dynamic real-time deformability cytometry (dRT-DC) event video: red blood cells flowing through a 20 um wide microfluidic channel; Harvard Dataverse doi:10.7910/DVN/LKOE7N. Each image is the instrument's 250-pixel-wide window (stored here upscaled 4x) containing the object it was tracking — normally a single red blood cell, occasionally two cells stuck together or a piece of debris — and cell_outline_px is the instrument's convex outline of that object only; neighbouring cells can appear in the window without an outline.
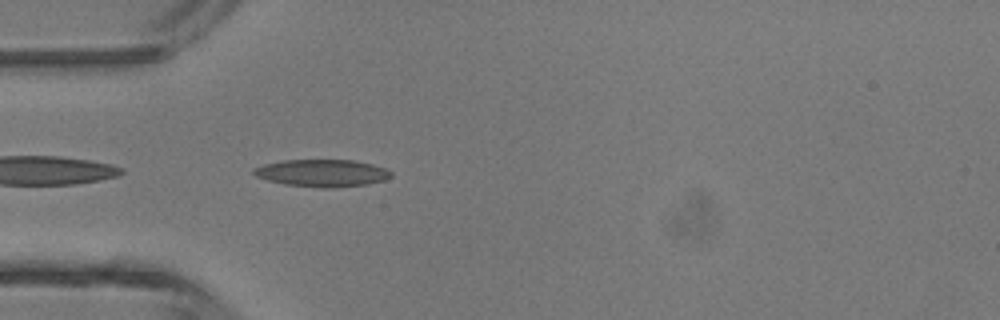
{"species": "common noctule bat (a hibernating species)", "species_latin": "Nyctalus noctula", "temperature_condition": "room temperature", "stored_images_in_passage": 33, "camera_frame_rate_fps": 3000, "um_per_image_px": 0.085, "animal": {"sex": "male", "body_mass_g": 13.3}, "frame": {"image": 1, "passage_image": 1, "time_ms": 0.0, "image_size_px": [1000, 320], "cell_outline_px": [[392, 176], [384, 180], [368, 184], [332, 188], [324, 188], [284, 184], [268, 180], [256, 176], [252, 172], [252, 168], [264, 164], [284, 160], [352, 160], [372, 164], [384, 168], [392, 172]], "centroid_in_image_um": [27.37, 14.71], "position_along_channel_um": 57.6, "area_um2": 21.79}}
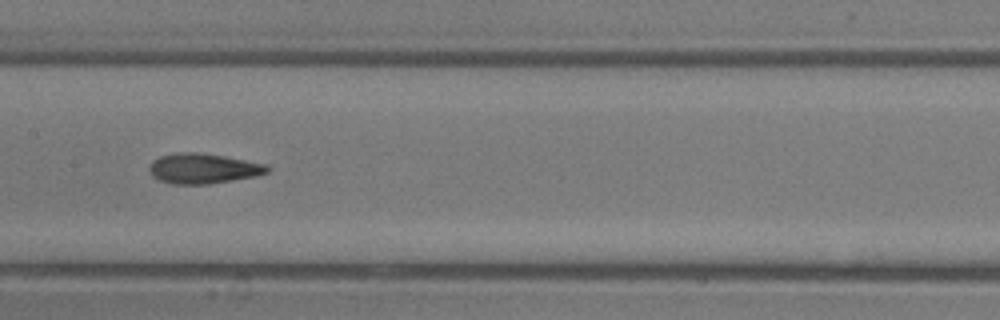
{"frame": {"image": 2, "passage_image": 10, "time_ms": 3.0, "image_size_px": [1000, 320], "cell_outline_px": [[272, 168], [268, 172], [256, 176], [208, 184], [172, 184], [160, 180], [152, 176], [148, 172], [148, 168], [152, 160], [160, 156], [180, 152], [196, 152], [224, 156], [268, 164]], "centroid_in_image_um": [17.27, 14.32], "position_along_channel_um": 190.1, "area_um2": 20.87}}
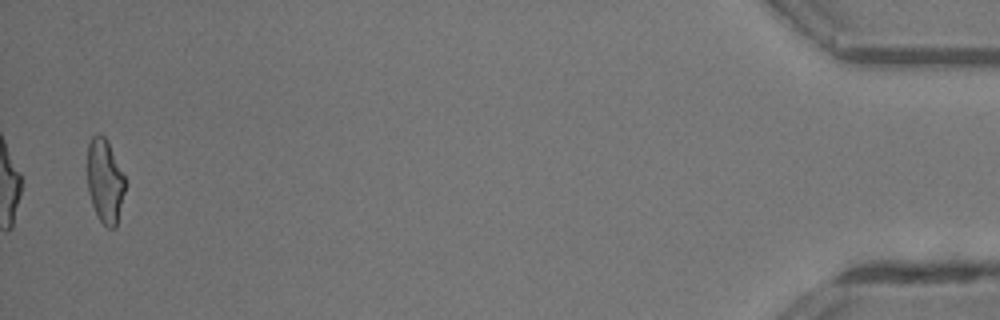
{"frame": {"image": 3, "passage_image": 32, "time_ms": 10.333, "image_size_px": [1000, 320], "cell_outline_px": [[124, 192], [116, 228], [108, 228], [100, 220], [92, 204], [88, 192], [88, 144], [92, 136], [96, 132], [100, 132], [104, 136], [124, 176]], "centroid_in_image_um": [8.9, 15.38], "position_along_channel_um": 426.3, "area_um2": 18.09}, "authors_computed_cell_mechanics": {"area_um2": 19.941, "velocity_mm_per_s": 4.5112, "shape_relaxation_time_tau1_ms": 5.7619, "shape_relaxation_time_tau2_ms": 2.7264, "deformation_change_tau1": 0.1661, "deformation_change_tau2": 0.116}}